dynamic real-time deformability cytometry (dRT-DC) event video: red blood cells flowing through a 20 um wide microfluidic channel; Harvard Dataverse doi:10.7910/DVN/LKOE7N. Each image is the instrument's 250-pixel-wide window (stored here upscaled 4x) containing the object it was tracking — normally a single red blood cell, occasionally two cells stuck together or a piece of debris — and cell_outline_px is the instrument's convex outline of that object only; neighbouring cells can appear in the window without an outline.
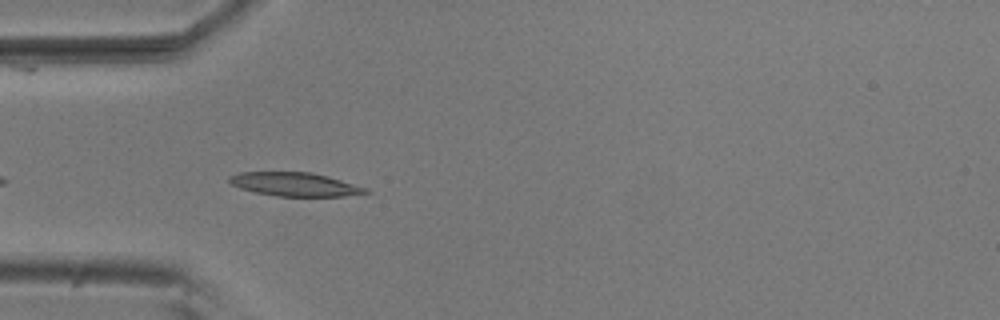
{"species": "common noctule bat (a hibernating species)", "species_latin": "Nyctalus noctula", "temperature_condition": "room temperature", "stored_images_in_passage": 10, "camera_frame_rate_fps": 3000, "um_per_image_px": 0.085, "animal": {"sex": "male", "body_mass_g": 20.5, "forearm_length_mm": 52.5}, "frame": {"image": 1, "passage_image": 4, "time_ms": 1.0, "image_size_px": [1000, 320], "cell_outline_px": [[372, 192], [344, 196], [276, 196], [256, 192], [240, 188], [232, 184], [228, 180], [228, 176], [240, 172], [312, 172], [328, 176], [368, 188]], "centroid_in_image_um": [25.08, 15.66], "position_along_channel_um": 59.9, "area_um2": 18.79}}
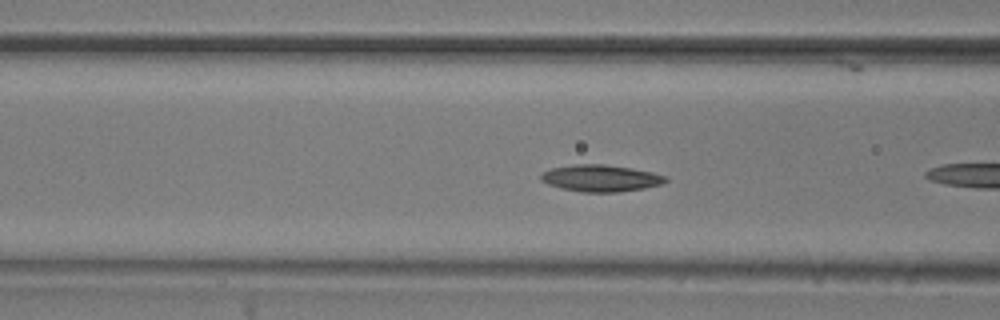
{"frame": {"image": 2, "passage_image": 6, "time_ms": 1.667, "image_size_px": [1000, 320], "cell_outline_px": [[668, 180], [660, 184], [644, 188], [620, 192], [584, 192], [560, 188], [548, 184], [540, 180], [540, 176], [544, 172], [552, 168], [572, 164], [604, 164], [632, 168], [652, 172], [668, 176]], "centroid_in_image_um": [51.07, 15.14], "position_along_channel_um": 115.5, "area_um2": 19.48}}